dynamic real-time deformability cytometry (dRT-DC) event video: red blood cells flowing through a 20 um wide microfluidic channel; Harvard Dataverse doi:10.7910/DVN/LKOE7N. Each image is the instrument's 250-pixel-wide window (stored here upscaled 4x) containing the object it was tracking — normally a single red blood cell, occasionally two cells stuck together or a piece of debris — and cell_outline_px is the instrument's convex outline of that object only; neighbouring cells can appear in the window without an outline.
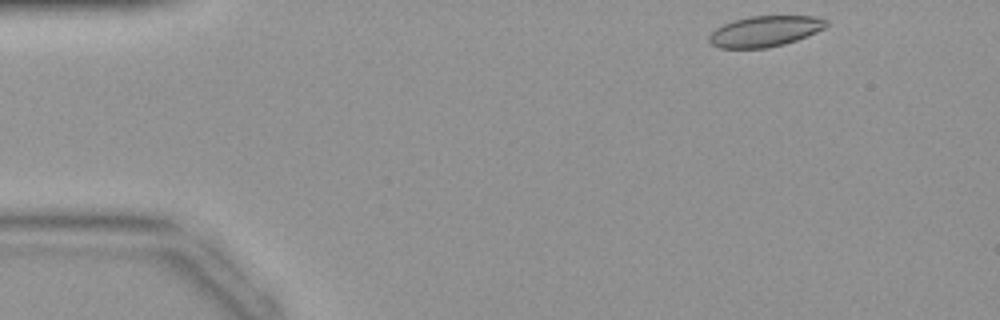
{"species": "common noctule bat (a hibernating species)", "species_latin": "Nyctalus noctula", "temperature_condition": "warm", "stored_images_in_passage": 39, "camera_frame_rate_fps": 3000, "um_per_image_px": 0.085, "animal": {"sex": "female", "body_mass_g": 19.9}, "frame": {"image": 1, "passage_image": 1, "time_ms": 0.0, "image_size_px": [1000, 320], "cell_outline_px": [[828, 24], [824, 28], [816, 32], [796, 40], [784, 44], [768, 48], [720, 48], [712, 44], [708, 40], [708, 36], [716, 28], [732, 20], [748, 16], [816, 16], [828, 20]], "centroid_in_image_um": [65.02, 2.65], "position_along_channel_um": 20.0, "area_um2": 21.04}}
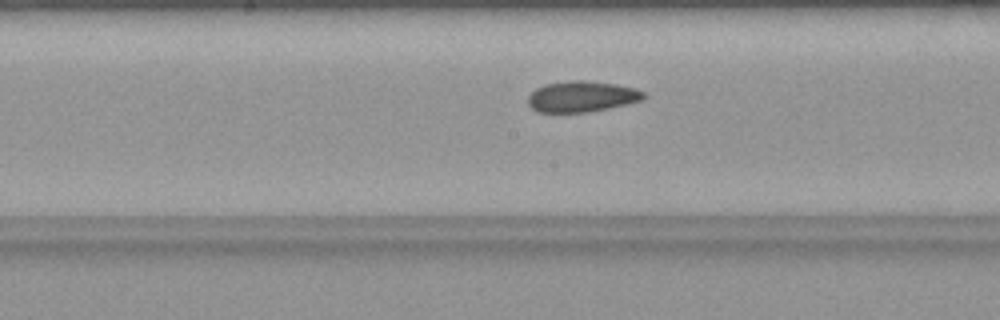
{"frame": {"image": 2, "passage_image": 18, "time_ms": 5.667, "image_size_px": [1000, 320], "cell_outline_px": [[648, 96], [644, 100], [608, 108], [588, 112], [536, 112], [528, 104], [528, 96], [536, 88], [544, 84], [568, 80], [584, 80], [616, 84], [636, 88], [644, 92]], "centroid_in_image_um": [49.47, 8.2], "position_along_channel_um": 198.7, "area_um2": 21.04}}
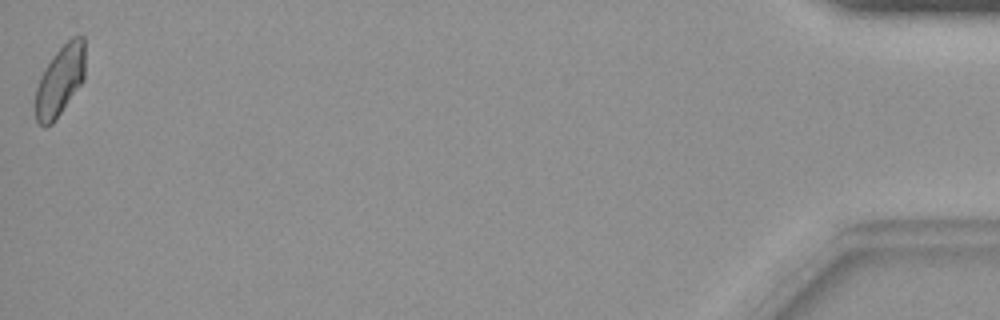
{"frame": {"image": 3, "passage_image": 39, "time_ms": 12.667, "image_size_px": [1000, 320], "cell_outline_px": [[84, 80], [56, 120], [52, 124], [44, 128], [36, 120], [36, 88], [40, 76], [52, 56], [72, 36], [84, 36]], "centroid_in_image_um": [5.1, 6.87], "position_along_channel_um": 430.1, "area_um2": 20.35}}